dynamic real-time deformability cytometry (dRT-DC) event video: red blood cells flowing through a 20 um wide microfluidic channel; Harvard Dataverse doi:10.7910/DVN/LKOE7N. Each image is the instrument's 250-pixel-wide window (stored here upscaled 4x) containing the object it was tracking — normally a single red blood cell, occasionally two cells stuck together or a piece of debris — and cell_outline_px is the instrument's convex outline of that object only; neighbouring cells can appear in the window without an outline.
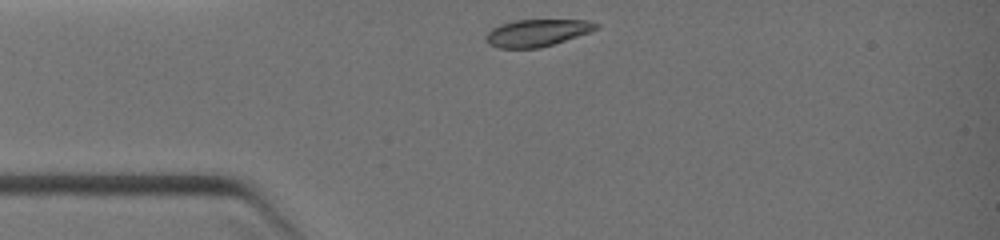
{"species": "common noctule bat (a hibernating species)", "species_latin": "Nyctalus noctula", "temperature_condition": "warm", "stored_images_in_passage": 29, "camera_frame_rate_fps": 3000, "um_per_image_px": 0.085, "animal": {"sex": "female", "body_mass_g": 19.0, "forearm_length_mm": 51.5}, "frame": {"image": 1, "passage_image": 1, "time_ms": 0.0, "image_size_px": [1000, 240], "cell_outline_px": [[600, 28], [540, 48], [500, 48], [488, 44], [484, 40], [484, 36], [492, 28], [500, 24], [516, 20], [588, 20], [600, 24]], "centroid_in_image_um": [45.61, 2.78], "position_along_channel_um": 39.4, "area_um2": 17.34}}
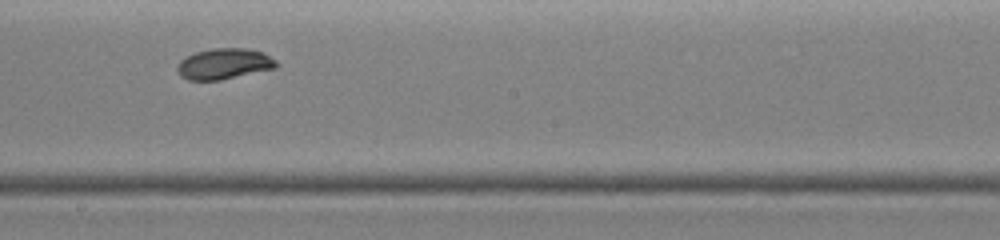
{"frame": {"image": 2, "passage_image": 16, "time_ms": 4.0, "image_size_px": [1000, 240], "cell_outline_px": [[280, 64], [276, 68], [220, 80], [188, 80], [180, 76], [176, 68], [180, 60], [184, 56], [196, 52], [212, 48], [244, 48], [260, 52], [276, 60]], "centroid_in_image_um": [19.01, 5.43], "position_along_channel_um": 229.2, "area_um2": 17.8}}
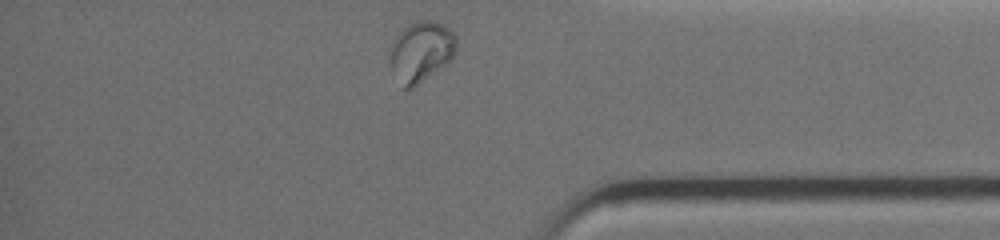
{"frame": {"image": 3, "passage_image": 29, "time_ms": 7.333, "image_size_px": [1000, 240], "cell_outline_px": [[456, 48], [452, 56], [444, 64], [412, 88], [404, 88], [388, 64], [388, 60], [396, 36], [408, 24], [416, 20], [432, 20], [444, 24], [456, 36]], "centroid_in_image_um": [35.77, 4.34], "position_along_channel_um": 399.4, "area_um2": 22.95}}